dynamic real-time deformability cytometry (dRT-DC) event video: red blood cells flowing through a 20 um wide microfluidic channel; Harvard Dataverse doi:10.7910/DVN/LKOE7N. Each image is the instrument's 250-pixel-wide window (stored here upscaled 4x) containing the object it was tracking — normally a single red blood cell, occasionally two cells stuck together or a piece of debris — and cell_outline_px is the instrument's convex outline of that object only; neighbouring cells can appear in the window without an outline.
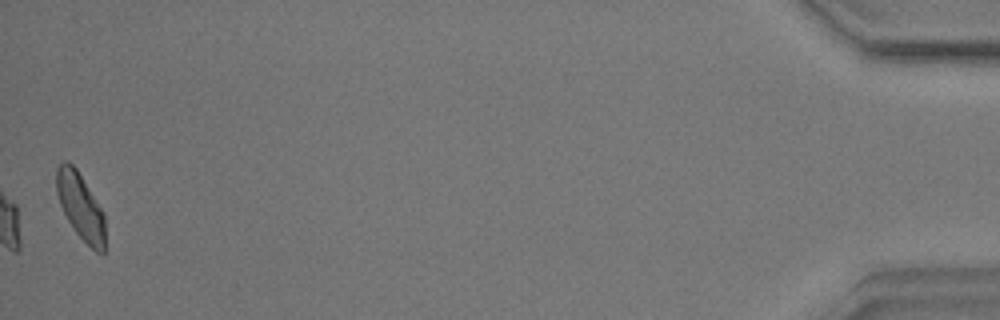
{"species": "common noctule bat (a hibernating species)", "species_latin": "Nyctalus noctula", "temperature_condition": "warm", "stored_images_in_passage": 44, "camera_frame_rate_fps": 3000, "um_per_image_px": 0.085, "animal": {"sex": "male", "body_mass_g": 17.9}, "frame": {"image": 1, "passage_image": 44, "time_ms": 14.333, "image_size_px": [1000, 320], "cell_outline_px": [[104, 252], [96, 252], [76, 232], [68, 220], [60, 204], [56, 192], [56, 168], [64, 160], [68, 160], [76, 168], [104, 212]], "centroid_in_image_um": [6.83, 17.5], "position_along_channel_um": 428.4, "area_um2": 18.55}, "authors_computed_cell_mechanics": {"area_um2": 18.4671, "velocity_mm_per_s": 3.5001, "shape_relaxation_time_tau1_ms": 3.1129, "shape_relaxation_time_tau2_ms": 7.2414, "deformation_change_tau1": 0.0919, "deformation_change_tau2": 0.0809}}